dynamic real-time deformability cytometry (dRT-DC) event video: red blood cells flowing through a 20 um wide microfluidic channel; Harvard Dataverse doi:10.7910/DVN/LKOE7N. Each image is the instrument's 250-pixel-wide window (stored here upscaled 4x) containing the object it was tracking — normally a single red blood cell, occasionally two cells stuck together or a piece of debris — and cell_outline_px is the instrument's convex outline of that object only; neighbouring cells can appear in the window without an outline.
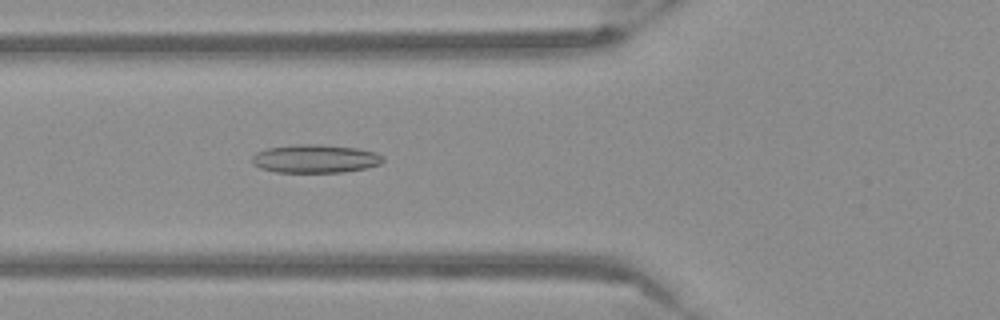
{"species": "Egyptian fruit bat (a non-hibernating species)", "species_latin": "Rousettus aegyptiacus", "temperature_condition": "warm", "stored_images_in_passage": 39, "camera_frame_rate_fps": 3000, "um_per_image_px": 0.085, "frame": {"image": 1, "passage_image": 6, "time_ms": 1.667, "image_size_px": [1000, 320], "cell_outline_px": [[384, 160], [380, 164], [368, 168], [344, 172], [276, 172], [260, 168], [252, 164], [252, 156], [256, 152], [268, 148], [296, 144], [320, 144], [356, 148], [376, 152], [384, 156]], "centroid_in_image_um": [26.81, 13.49], "position_along_channel_um": 99.0, "area_um2": 21.79}}
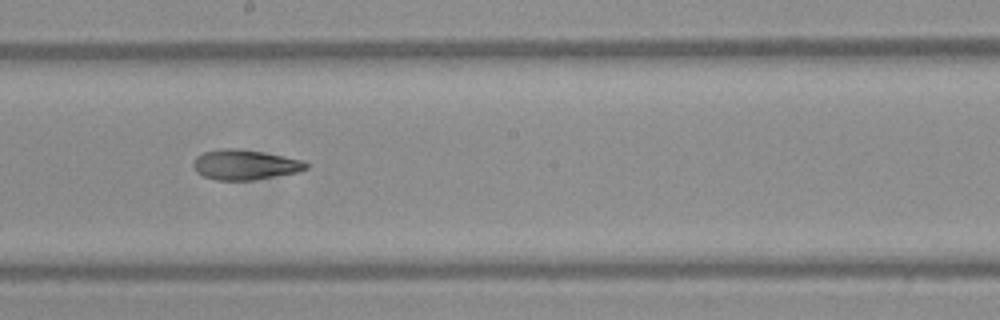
{"frame": {"image": 2, "passage_image": 16, "time_ms": 5.0, "image_size_px": [1000, 320], "cell_outline_px": [[308, 168], [300, 172], [252, 180], [216, 180], [204, 176], [196, 172], [192, 164], [196, 156], [204, 152], [220, 148], [236, 148], [284, 156], [304, 160], [308, 164]], "centroid_in_image_um": [20.82, 14.0], "position_along_channel_um": 227.4, "area_um2": 19.83}}
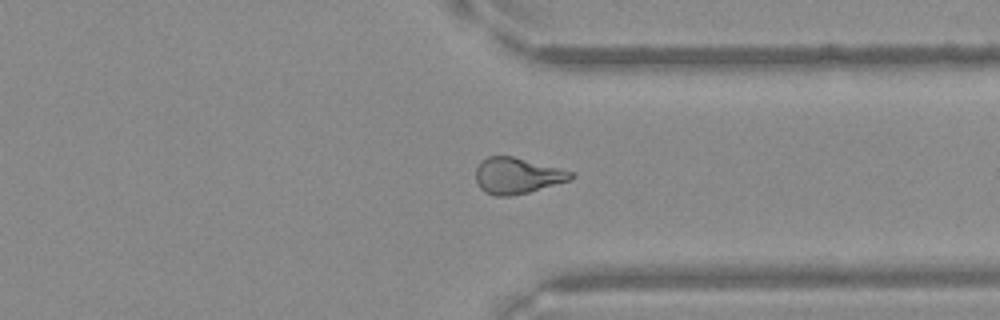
{"frame": {"image": 3, "passage_image": 27, "time_ms": 8.667, "image_size_px": [1000, 320], "cell_outline_px": [[576, 176], [572, 180], [528, 192], [508, 196], [492, 196], [484, 192], [480, 188], [476, 180], [476, 168], [480, 160], [488, 156], [512, 156], [576, 172]], "centroid_in_image_um": [43.98, 14.93], "position_along_channel_um": 367.4, "area_um2": 20.23}}